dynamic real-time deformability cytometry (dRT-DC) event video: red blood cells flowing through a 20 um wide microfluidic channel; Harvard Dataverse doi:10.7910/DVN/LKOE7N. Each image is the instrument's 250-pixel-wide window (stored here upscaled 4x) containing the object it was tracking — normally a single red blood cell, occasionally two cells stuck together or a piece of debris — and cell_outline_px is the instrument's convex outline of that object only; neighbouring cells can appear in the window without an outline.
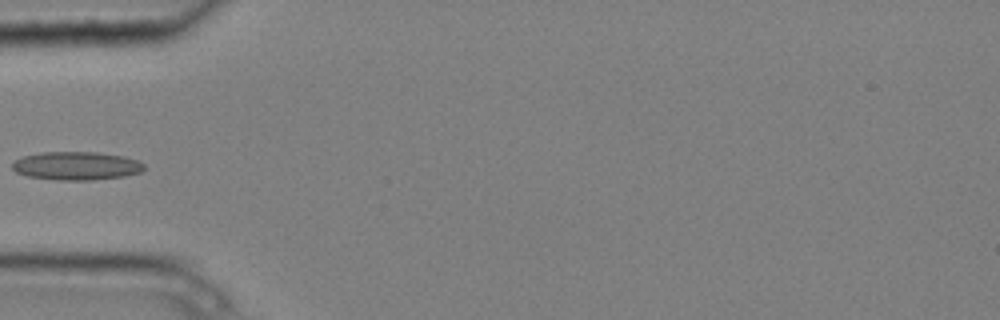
{"species": "common noctule bat (a hibernating species)", "species_latin": "Nyctalus noctula", "temperature_condition": "cold", "stored_images_in_passage": 4, "camera_frame_rate_fps": 3000, "um_per_image_px": 0.085, "animal": {"sex": "male", "body_mass_g": 20.4}, "frame": {"image": 1, "passage_image": 4, "time_ms": 1.0, "image_size_px": [1000, 320], "cell_outline_px": [[144, 168], [140, 172], [124, 176], [92, 180], [56, 180], [28, 176], [16, 172], [12, 168], [12, 164], [16, 160], [24, 156], [40, 152], [96, 152], [124, 156], [136, 160], [144, 164]], "centroid_in_image_um": [6.49, 14.09], "position_along_channel_um": 78.5, "area_um2": 21.68}}